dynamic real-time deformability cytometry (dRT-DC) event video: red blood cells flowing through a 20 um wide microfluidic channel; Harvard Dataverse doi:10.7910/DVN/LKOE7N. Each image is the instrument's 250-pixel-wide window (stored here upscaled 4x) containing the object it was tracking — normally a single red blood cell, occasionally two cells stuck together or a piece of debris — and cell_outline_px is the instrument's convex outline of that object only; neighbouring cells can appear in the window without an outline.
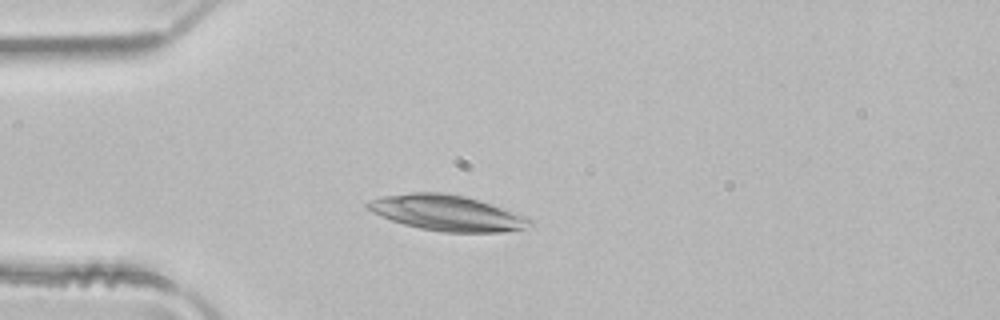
{"species": "common noctule bat (a hibernating species)", "species_latin": "Nyctalus noctula", "temperature_condition": "room temperature", "stored_images_in_passage": 3, "camera_frame_rate_fps": 3000, "um_per_image_px": 0.085, "animal": {"sex": "male", "body_mass_g": 21.5, "forearm_length_mm": 52.0}, "frame": {"image": 1, "passage_image": 3, "time_ms": 0.667, "image_size_px": [1000, 320], "cell_outline_px": [[536, 224], [532, 228], [504, 232], [444, 232], [420, 228], [404, 224], [380, 216], [364, 208], [364, 204], [372, 200], [384, 196], [412, 192], [444, 192], [464, 196], [480, 200], [528, 216]], "centroid_in_image_um": [38.08, 18.11], "position_along_channel_um": 46.9, "area_um2": 34.04}}